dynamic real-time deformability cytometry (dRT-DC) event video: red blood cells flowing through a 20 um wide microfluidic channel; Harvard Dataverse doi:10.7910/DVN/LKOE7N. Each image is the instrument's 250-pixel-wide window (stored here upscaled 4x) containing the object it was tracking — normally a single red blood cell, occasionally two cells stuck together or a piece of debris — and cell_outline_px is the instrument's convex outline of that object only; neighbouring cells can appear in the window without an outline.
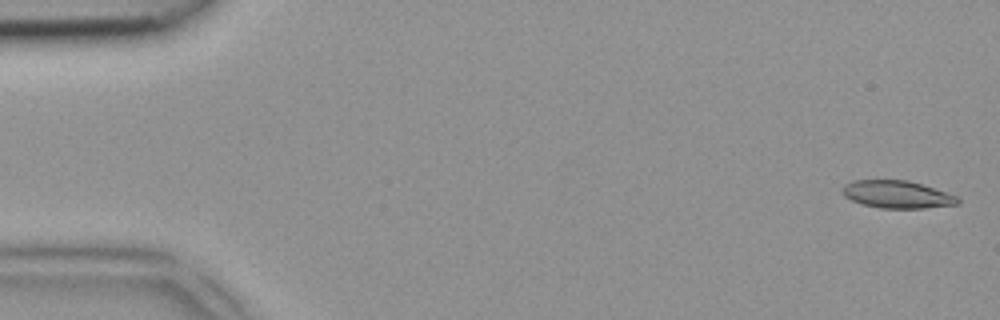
{"species": "common noctule bat (a hibernating species)", "species_latin": "Nyctalus noctula", "temperature_condition": "room temperature", "stored_images_in_passage": 47, "camera_frame_rate_fps": 3000, "um_per_image_px": 0.085, "animal": {"sex": "female", "body_mass_g": 18.4}, "frame": {"image": 1, "passage_image": 1, "time_ms": 0.0, "image_size_px": [1000, 320], "cell_outline_px": [[960, 204], [924, 208], [880, 208], [864, 204], [852, 200], [844, 196], [844, 184], [852, 180], [908, 180], [956, 196], [960, 200]], "centroid_in_image_um": [76.25, 16.53], "position_along_channel_um": 8.8, "area_um2": 18.21}}
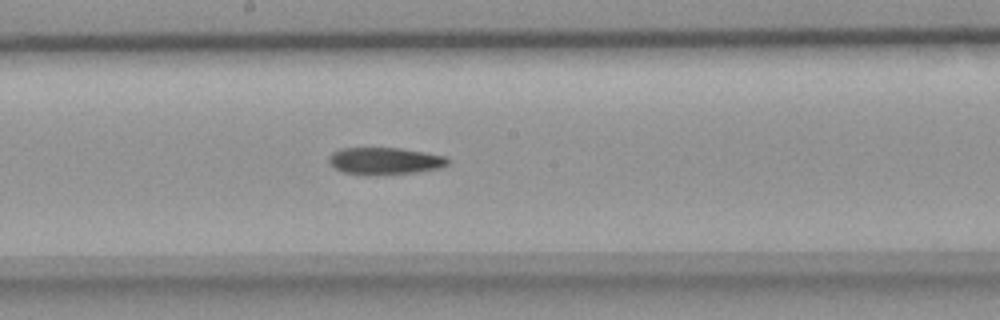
{"frame": {"image": 2, "passage_image": 25, "time_ms": 8.0, "image_size_px": [1000, 320], "cell_outline_px": [[448, 164], [440, 168], [416, 172], [376, 176], [364, 176], [344, 172], [336, 168], [328, 160], [328, 156], [332, 152], [340, 148], [400, 148], [448, 156]], "centroid_in_image_um": [32.7, 13.69], "position_along_channel_um": 215.5, "area_um2": 19.07}}
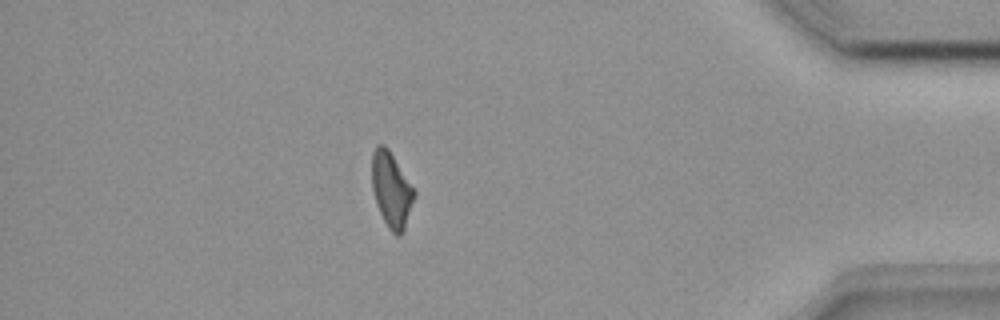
{"frame": {"image": 3, "passage_image": 41, "time_ms": 13.333, "image_size_px": [1000, 320], "cell_outline_px": [[416, 196], [404, 228], [400, 236], [396, 236], [388, 228], [380, 212], [372, 188], [372, 152], [376, 144], [384, 144], [388, 148], [416, 192]], "centroid_in_image_um": [33.27, 16.11], "position_along_channel_um": 401.9, "area_um2": 18.38}}